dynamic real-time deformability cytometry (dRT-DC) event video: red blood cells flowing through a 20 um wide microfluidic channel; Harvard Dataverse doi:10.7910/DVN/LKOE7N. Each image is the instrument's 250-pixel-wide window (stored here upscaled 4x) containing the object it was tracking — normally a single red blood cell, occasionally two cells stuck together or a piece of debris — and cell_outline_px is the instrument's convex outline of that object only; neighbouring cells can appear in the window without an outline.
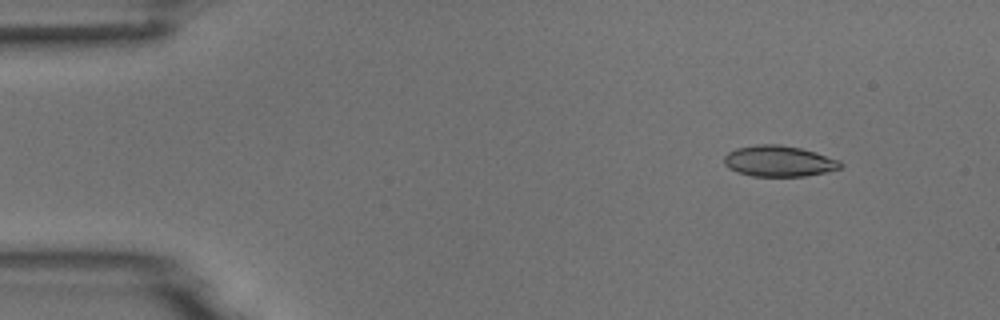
{"species": "common noctule bat (a hibernating species)", "species_latin": "Nyctalus noctula", "temperature_condition": "room temperature", "stored_images_in_passage": 7, "camera_frame_rate_fps": 3000, "um_per_image_px": 0.085, "animal": {"sex": "male", "body_mass_g": 18.8}, "frame": {"image": 1, "passage_image": 2, "time_ms": 0.333, "image_size_px": [1000, 320], "cell_outline_px": [[840, 168], [824, 172], [804, 176], [752, 176], [736, 172], [728, 168], [724, 164], [724, 156], [728, 152], [736, 148], [756, 144], [780, 144], [800, 148], [816, 152], [840, 160]], "centroid_in_image_um": [66.16, 13.69], "position_along_channel_um": 18.8, "area_um2": 20.98}}
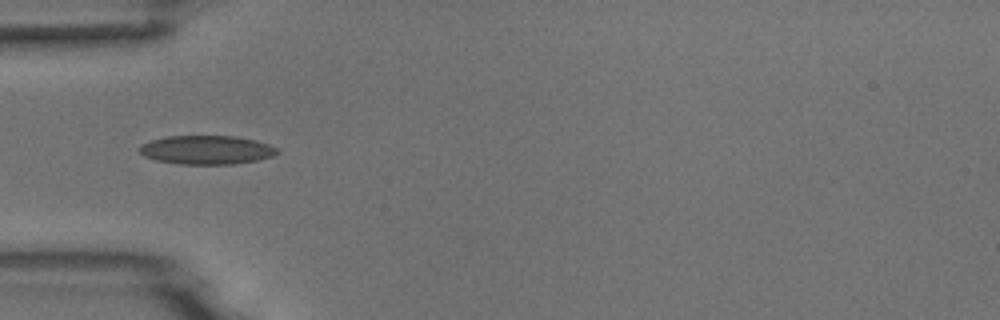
{"frame": {"image": 2, "passage_image": 5, "time_ms": 1.333, "image_size_px": [1000, 320], "cell_outline_px": [[280, 152], [272, 156], [256, 160], [232, 164], [180, 164], [156, 160], [144, 156], [140, 152], [140, 144], [152, 140], [168, 136], [236, 136], [256, 140], [268, 144], [276, 148]], "centroid_in_image_um": [17.56, 12.74], "position_along_channel_um": 67.4, "area_um2": 23.0}}